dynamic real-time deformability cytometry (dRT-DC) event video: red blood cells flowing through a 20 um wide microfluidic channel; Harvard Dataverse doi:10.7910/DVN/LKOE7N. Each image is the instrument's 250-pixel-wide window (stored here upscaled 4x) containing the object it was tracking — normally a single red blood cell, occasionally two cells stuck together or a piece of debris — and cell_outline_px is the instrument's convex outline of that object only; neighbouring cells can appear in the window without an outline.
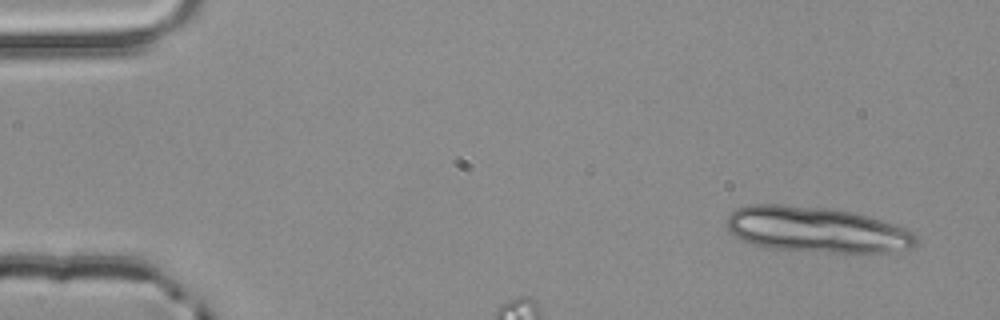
{"species": "common noctule bat (a hibernating species)", "species_latin": "Nyctalus noctula", "temperature_condition": "room temperature", "stored_images_in_passage": 3, "camera_frame_rate_fps": 3000, "um_per_image_px": 0.085, "animal": {"sex": "male", "body_mass_g": 20.4}, "frame": {"image": 1, "passage_image": 3, "time_ms": 0.667, "image_size_px": [1000, 320], "cell_outline_px": [[916, 248], [892, 252], [832, 252], [772, 248], [756, 244], [744, 240], [728, 232], [724, 224], [728, 216], [736, 208], [748, 204], [780, 204], [832, 208], [852, 212], [868, 216], [908, 228], [916, 236]], "centroid_in_image_um": [69.43, 19.5], "position_along_channel_um": 15.6, "area_um2": 50.58}}